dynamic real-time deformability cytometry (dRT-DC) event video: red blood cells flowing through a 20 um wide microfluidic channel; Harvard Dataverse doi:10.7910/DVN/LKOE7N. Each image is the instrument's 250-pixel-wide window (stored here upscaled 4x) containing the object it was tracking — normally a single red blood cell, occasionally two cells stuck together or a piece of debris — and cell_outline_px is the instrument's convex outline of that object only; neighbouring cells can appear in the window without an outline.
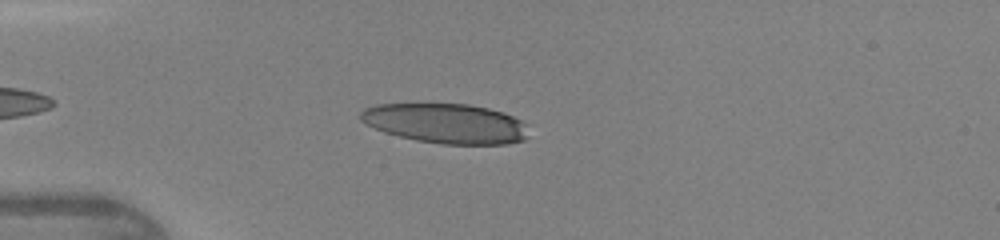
{"species": "human", "species_latin": "Homo sapiens", "temperature_condition": "warm", "stored_images_in_passage": 34, "camera_frame_rate_fps": 3000, "um_per_image_px": 0.085, "donor": {"sex": "female"}, "frame": {"image": 1, "passage_image": 5, "time_ms": 1.333, "image_size_px": [1000, 240], "cell_outline_px": [[528, 136], [524, 140], [508, 144], [440, 144], [416, 140], [384, 132], [360, 120], [360, 112], [364, 108], [376, 104], [468, 104], [488, 108], [504, 112], [528, 124]], "centroid_in_image_um": [37.94, 10.49], "position_along_channel_um": 47.1, "area_um2": 39.07}}
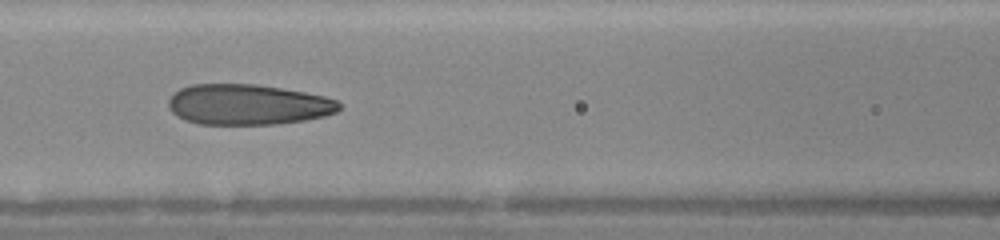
{"frame": {"image": 2, "passage_image": 13, "time_ms": 4.0, "image_size_px": [1000, 240], "cell_outline_px": [[340, 108], [336, 112], [324, 116], [304, 120], [276, 124], [200, 124], [184, 120], [176, 116], [168, 108], [168, 100], [180, 88], [192, 84], [256, 84], [304, 92], [324, 96], [336, 100], [340, 104]], "centroid_in_image_um": [21.04, 8.89], "position_along_channel_um": 145.6, "area_um2": 40.29}}
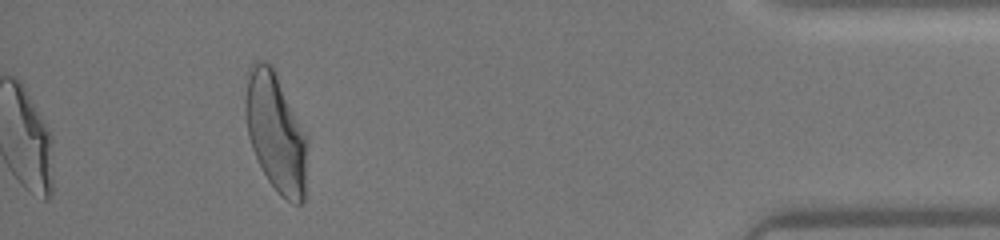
{"frame": {"image": 3, "passage_image": 34, "time_ms": 11.0, "image_size_px": [1000, 240], "cell_outline_px": [[308, 140], [304, 200], [300, 204], [292, 204], [280, 196], [268, 180], [252, 148], [248, 136], [244, 116], [244, 96], [248, 68], [256, 60], [260, 60], [272, 64], [308, 136]], "centroid_in_image_um": [23.44, 11.22], "position_along_channel_um": 411.8, "area_um2": 43.7}}